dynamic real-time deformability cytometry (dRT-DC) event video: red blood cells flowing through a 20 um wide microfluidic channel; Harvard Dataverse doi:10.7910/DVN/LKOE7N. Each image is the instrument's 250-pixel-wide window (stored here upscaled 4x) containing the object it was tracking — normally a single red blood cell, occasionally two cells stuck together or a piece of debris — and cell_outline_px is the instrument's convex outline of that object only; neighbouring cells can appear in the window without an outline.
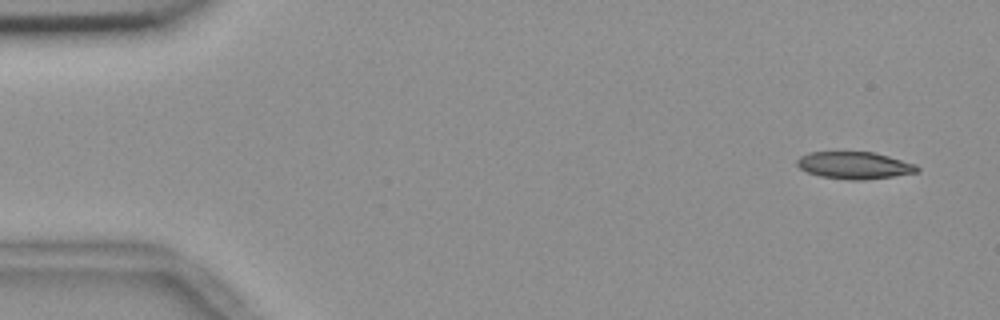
{"species": "common noctule bat (a hibernating species)", "species_latin": "Nyctalus noctula", "temperature_condition": "room temperature", "stored_images_in_passage": 53, "camera_frame_rate_fps": 3000, "um_per_image_px": 0.085, "animal": {"sex": "female", "body_mass_g": 18.4}, "frame": {"image": 1, "passage_image": 1, "time_ms": 0.0, "image_size_px": [1000, 320], "cell_outline_px": [[920, 172], [892, 176], [860, 180], [852, 180], [820, 176], [808, 172], [800, 168], [796, 164], [796, 160], [800, 156], [808, 152], [876, 152], [916, 164], [920, 168]], "centroid_in_image_um": [72.64, 14.04], "position_along_channel_um": 12.4, "area_um2": 19.02}}
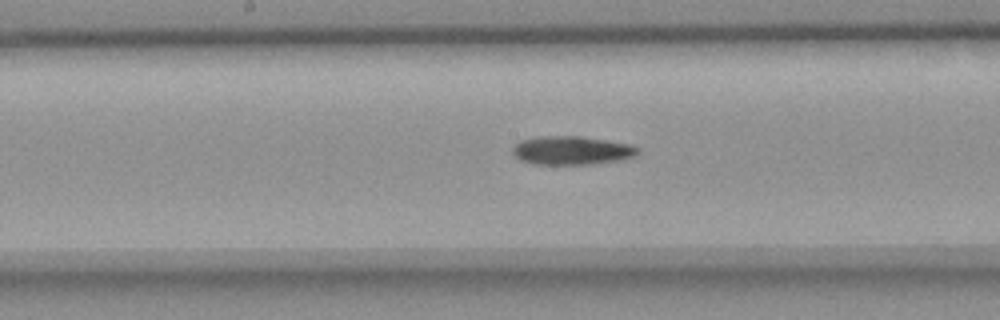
{"frame": {"image": 2, "passage_image": 26, "time_ms": 8.333, "image_size_px": [1000, 320], "cell_outline_px": [[640, 152], [636, 156], [624, 160], [596, 164], [532, 164], [520, 160], [512, 152], [512, 148], [520, 140], [540, 136], [580, 136], [608, 140], [632, 144], [640, 148]], "centroid_in_image_um": [48.66, 12.79], "position_along_channel_um": 199.5, "area_um2": 21.27}}
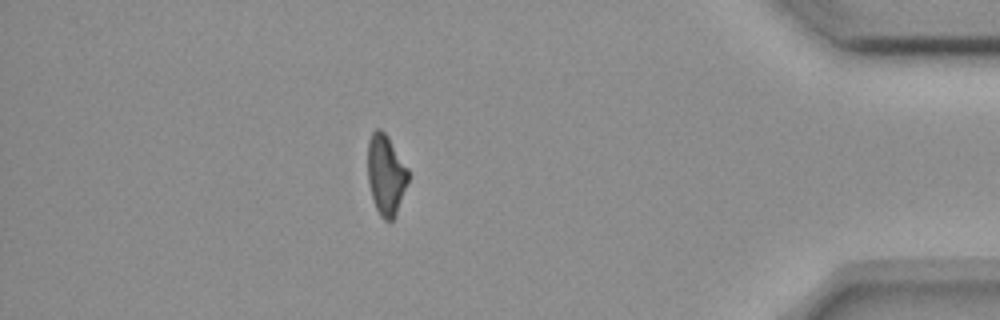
{"frame": {"image": 3, "passage_image": 46, "time_ms": 15.0, "image_size_px": [1000, 320], "cell_outline_px": [[408, 180], [396, 216], [392, 220], [384, 220], [380, 216], [372, 200], [368, 180], [368, 140], [372, 132], [376, 128], [380, 128], [388, 136], [408, 168]], "centroid_in_image_um": [32.79, 14.85], "position_along_channel_um": 402.4, "area_um2": 19.02}}